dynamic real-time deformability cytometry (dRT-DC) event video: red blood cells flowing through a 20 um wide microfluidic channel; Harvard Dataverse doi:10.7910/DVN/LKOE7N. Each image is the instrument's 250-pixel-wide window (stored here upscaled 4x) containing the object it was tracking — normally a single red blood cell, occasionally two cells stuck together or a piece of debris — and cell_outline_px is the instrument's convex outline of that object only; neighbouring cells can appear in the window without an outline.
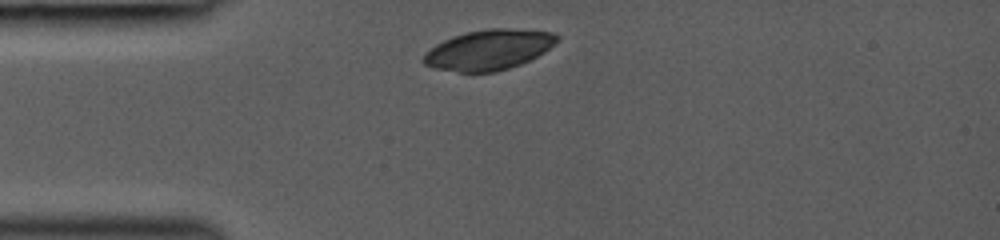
{"species": "common noctule bat (a hibernating species)", "species_latin": "Nyctalus noctula", "temperature_condition": "room temperature", "stored_images_in_passage": 4, "camera_frame_rate_fps": 3000, "um_per_image_px": 0.085, "animal": {"sex": "female", "body_mass_g": 19.0, "forearm_length_mm": 53.3}, "frame": {"image": 1, "passage_image": 1, "time_ms": 0.0, "image_size_px": [1000, 240], "cell_outline_px": [[560, 40], [544, 52], [520, 64], [496, 72], [460, 72], [432, 68], [424, 64], [420, 60], [424, 52], [436, 44], [452, 36], [468, 32], [488, 28], [508, 28], [556, 32], [560, 36]], "centroid_in_image_um": [41.53, 4.22], "position_along_channel_um": 43.5, "area_um2": 31.56}}